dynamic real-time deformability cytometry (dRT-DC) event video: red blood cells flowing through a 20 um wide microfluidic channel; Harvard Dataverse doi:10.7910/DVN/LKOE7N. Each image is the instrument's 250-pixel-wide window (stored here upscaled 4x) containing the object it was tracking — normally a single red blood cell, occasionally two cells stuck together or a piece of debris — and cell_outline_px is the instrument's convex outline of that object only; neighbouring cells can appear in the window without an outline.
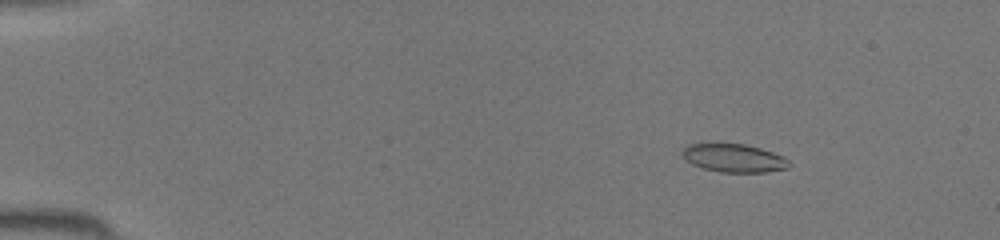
{"species": "common noctule bat (a hibernating species)", "species_latin": "Nyctalus noctula", "temperature_condition": "room temperature", "stored_images_in_passage": 44, "camera_frame_rate_fps": 3000, "um_per_image_px": 0.085, "animal": {"sex": "female", "body_mass_g": 19.5, "forearm_length_mm": 54.1}, "frame": {"image": 1, "passage_image": 6, "time_ms": 1.667, "image_size_px": [1000, 240], "cell_outline_px": [[792, 164], [788, 168], [768, 172], [720, 172], [704, 168], [692, 164], [680, 152], [688, 144], [708, 140], [716, 140], [744, 144], [760, 148], [784, 156]], "centroid_in_image_um": [62.34, 13.37], "position_along_channel_um": 22.7, "area_um2": 18.38}}
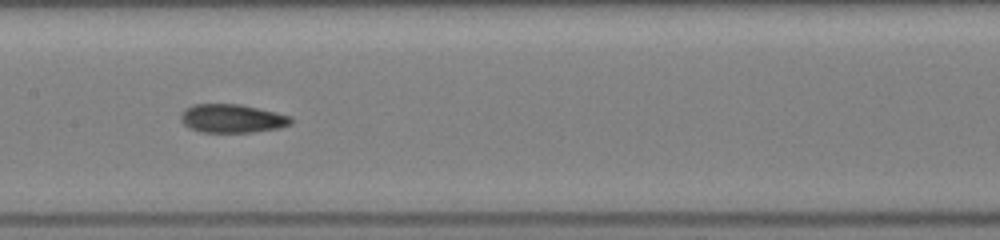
{"frame": {"image": 2, "passage_image": 23, "time_ms": 7.333, "image_size_px": [1000, 240], "cell_outline_px": [[292, 124], [280, 128], [252, 132], [204, 132], [192, 128], [184, 124], [180, 120], [180, 116], [192, 104], [240, 104], [276, 112], [292, 116]], "centroid_in_image_um": [19.78, 10.07], "position_along_channel_um": 187.6, "area_um2": 18.21}}
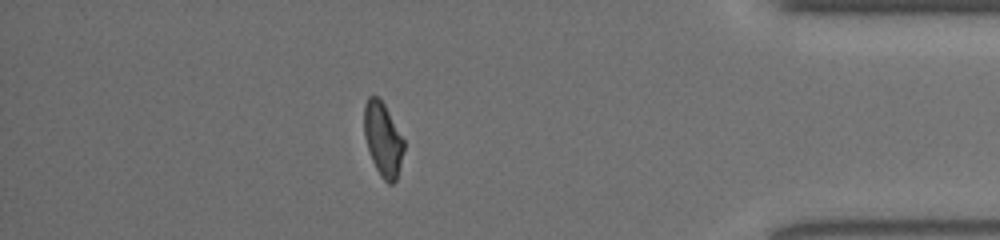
{"frame": {"image": 3, "passage_image": 39, "time_ms": 12.667, "image_size_px": [1000, 240], "cell_outline_px": [[404, 148], [396, 180], [392, 184], [388, 184], [380, 176], [372, 160], [364, 136], [364, 104], [368, 96], [376, 96], [384, 104], [404, 140]], "centroid_in_image_um": [32.53, 11.84], "position_along_channel_um": 402.7, "area_um2": 16.88}}